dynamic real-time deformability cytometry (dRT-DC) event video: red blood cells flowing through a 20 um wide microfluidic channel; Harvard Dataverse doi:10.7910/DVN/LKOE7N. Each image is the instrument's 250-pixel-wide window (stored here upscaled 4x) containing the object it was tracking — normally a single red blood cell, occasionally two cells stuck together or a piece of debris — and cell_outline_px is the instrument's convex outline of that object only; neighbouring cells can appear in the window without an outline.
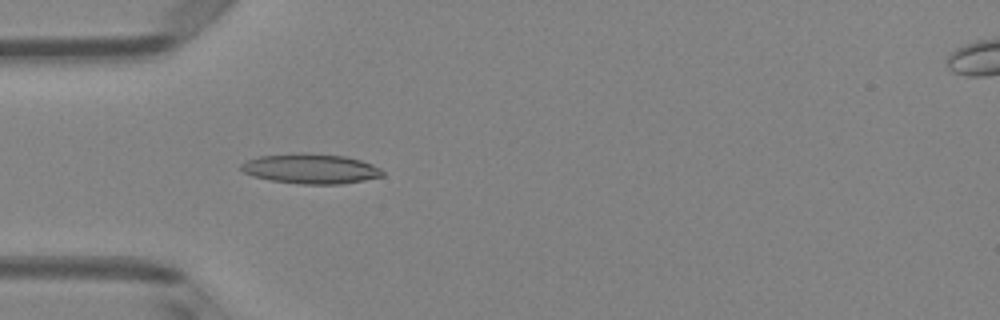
{"species": "Egyptian fruit bat (a non-hibernating species)", "species_latin": "Rousettus aegyptiacus", "temperature_condition": "room temperature", "stored_images_in_passage": 50, "camera_frame_rate_fps": 3000, "um_per_image_px": 0.085, "animal": {"sex": "female"}, "frame": {"image": 1, "passage_image": 15, "time_ms": 4.667, "image_size_px": [1000, 320], "cell_outline_px": [[384, 176], [364, 180], [340, 184], [300, 184], [272, 180], [252, 176], [244, 172], [240, 168], [240, 164], [248, 160], [260, 156], [304, 152], [344, 156], [360, 160], [372, 164], [380, 168], [384, 172]], "centroid_in_image_um": [26.42, 14.34], "position_along_channel_um": 58.6, "area_um2": 24.62}}
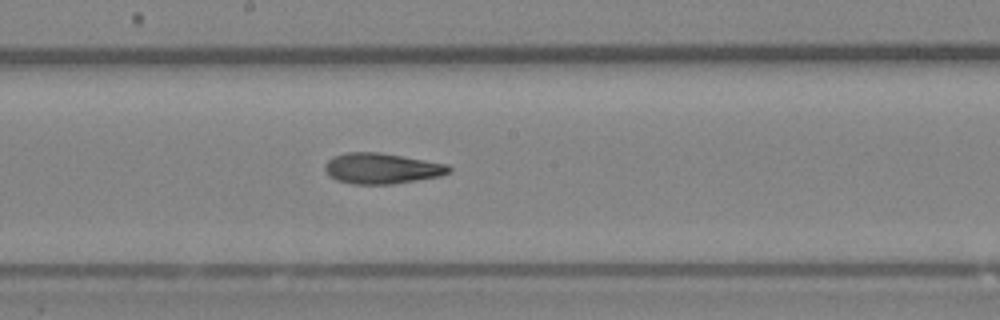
{"frame": {"image": 2, "passage_image": 27, "time_ms": 8.667, "image_size_px": [1000, 320], "cell_outline_px": [[452, 172], [440, 176], [392, 184], [352, 184], [336, 180], [328, 176], [324, 168], [324, 164], [332, 156], [344, 152], [380, 152], [448, 164], [452, 168]], "centroid_in_image_um": [32.42, 14.31], "position_along_channel_um": 215.8, "area_um2": 22.43}}
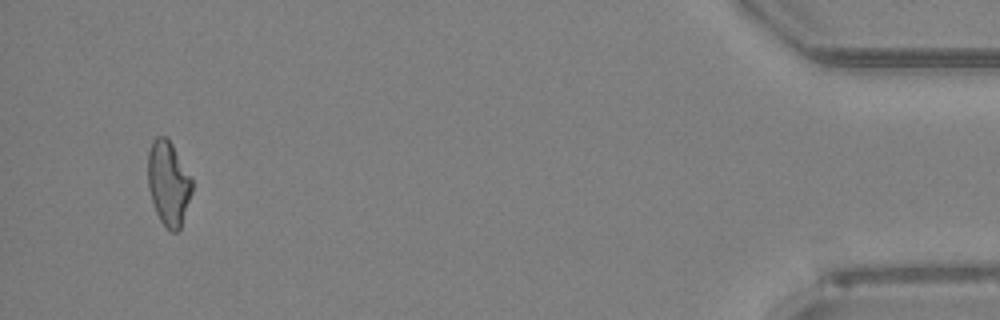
{"frame": {"image": 3, "passage_image": 48, "time_ms": 15.667, "image_size_px": [1000, 320], "cell_outline_px": [[192, 192], [180, 228], [176, 232], [172, 232], [160, 220], [156, 212], [148, 188], [148, 152], [152, 140], [156, 136], [164, 136], [172, 144], [192, 180]], "centroid_in_image_um": [14.3, 15.57], "position_along_channel_um": 420.9, "area_um2": 21.39}, "authors_computed_cell_mechanics": {"area_um2": 22.3686, "velocity_mm_per_s": 4.0217, "shape_relaxation_time_tau1_ms": null, "shape_relaxation_time_tau2_ms": 3.3355, "deformation_change_tau1": null, "deformation_change_tau2": 0.1267}}